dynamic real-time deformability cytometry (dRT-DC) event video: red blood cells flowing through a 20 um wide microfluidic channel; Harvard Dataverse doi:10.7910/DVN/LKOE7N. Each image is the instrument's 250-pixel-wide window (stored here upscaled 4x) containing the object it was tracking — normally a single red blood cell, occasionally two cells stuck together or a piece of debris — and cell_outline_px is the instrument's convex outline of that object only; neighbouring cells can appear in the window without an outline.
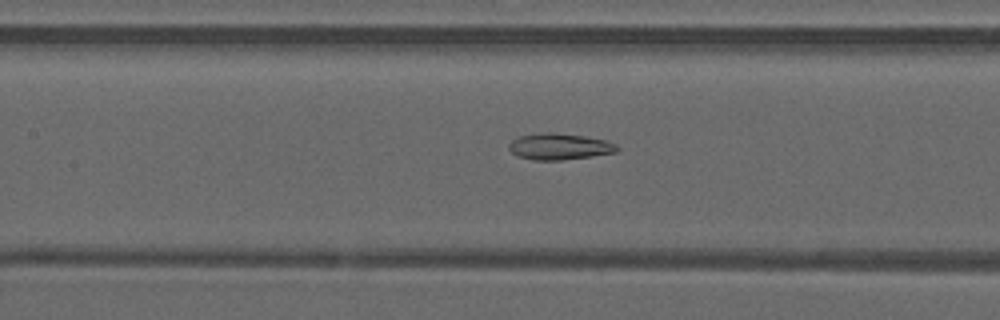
{"species": "common noctule bat (a hibernating species)", "species_latin": "Nyctalus noctula", "temperature_condition": "warm", "stored_images_in_passage": 51, "camera_frame_rate_fps": 3000, "um_per_image_px": 0.085, "animal": {"sex": "male", "forearm_length_mm": 52.5}, "frame": {"image": 1, "passage_image": 24, "time_ms": 7.667, "image_size_px": [1000, 320], "cell_outline_px": [[620, 148], [616, 152], [592, 156], [560, 160], [532, 160], [520, 156], [512, 152], [508, 148], [508, 144], [512, 140], [520, 136], [540, 132], [556, 132], [584, 136], [604, 140], [616, 144]], "centroid_in_image_um": [47.54, 12.44], "position_along_channel_um": 159.9, "area_um2": 16.59}}
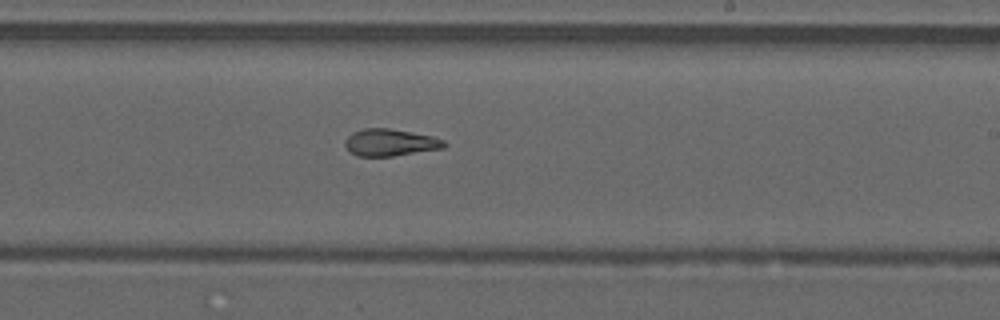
{"frame": {"image": 2, "passage_image": 31, "time_ms": 10.0, "image_size_px": [1000, 320], "cell_outline_px": [[448, 144], [444, 148], [392, 156], [356, 156], [344, 144], [344, 140], [352, 132], [364, 128], [388, 128], [432, 136], [444, 140]], "centroid_in_image_um": [33.17, 12.11], "position_along_channel_um": 255.8, "area_um2": 15.55}}
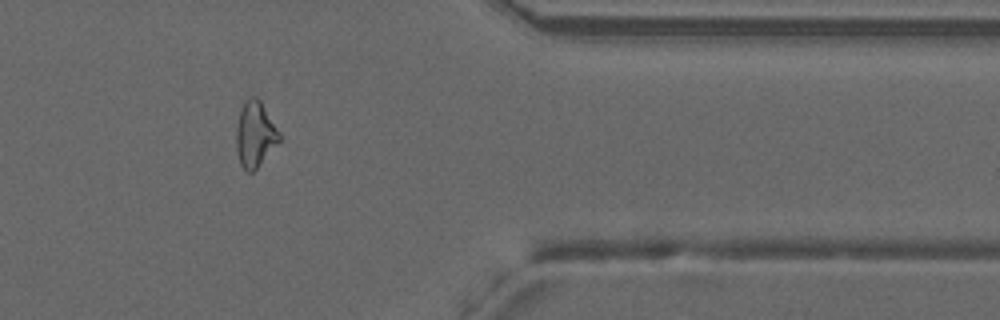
{"frame": {"image": 3, "passage_image": 42, "time_ms": 13.667, "image_size_px": [1000, 320], "cell_outline_px": [[280, 140], [256, 168], [252, 172], [248, 172], [240, 164], [236, 152], [236, 128], [240, 112], [244, 100], [248, 96], [256, 96], [260, 100], [280, 132]], "centroid_in_image_um": [21.66, 11.38], "position_along_channel_um": 389.7, "area_um2": 16.36}, "authors_computed_cell_mechanics": {"area_um2": 18.0336, "velocity_mm_per_s": 4.1265, "shape_relaxation_time_tau1_ms": null, "shape_relaxation_time_tau2_ms": 1.9006, "deformation_change_tau1": null, "deformation_change_tau2": 0.1015}}